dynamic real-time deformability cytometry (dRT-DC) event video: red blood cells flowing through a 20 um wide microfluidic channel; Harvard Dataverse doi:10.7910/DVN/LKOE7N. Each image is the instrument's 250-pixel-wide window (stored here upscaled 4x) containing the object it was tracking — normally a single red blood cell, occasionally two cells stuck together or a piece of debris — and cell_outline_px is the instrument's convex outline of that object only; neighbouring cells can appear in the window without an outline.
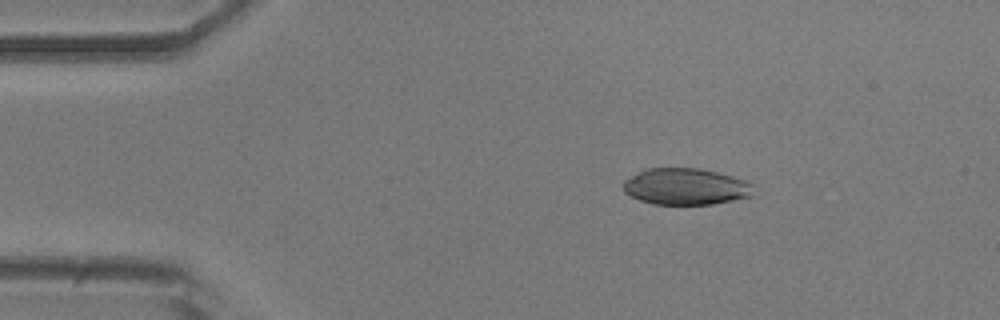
{"species": "common noctule bat (a hibernating species)", "species_latin": "Nyctalus noctula", "temperature_condition": "room temperature", "stored_images_in_passage": 15, "camera_frame_rate_fps": 3000, "um_per_image_px": 0.085, "animal": {"sex": "male", "body_mass_g": 20.5, "forearm_length_mm": 52.5}, "frame": {"image": 1, "passage_image": 8, "time_ms": 2.333, "image_size_px": [1000, 320], "cell_outline_px": [[756, 196], [712, 204], [652, 204], [640, 200], [624, 192], [624, 180], [648, 168], [700, 168], [732, 176], [744, 180], [752, 184]], "centroid_in_image_um": [58.34, 15.87], "position_along_channel_um": 26.7, "area_um2": 27.69}}